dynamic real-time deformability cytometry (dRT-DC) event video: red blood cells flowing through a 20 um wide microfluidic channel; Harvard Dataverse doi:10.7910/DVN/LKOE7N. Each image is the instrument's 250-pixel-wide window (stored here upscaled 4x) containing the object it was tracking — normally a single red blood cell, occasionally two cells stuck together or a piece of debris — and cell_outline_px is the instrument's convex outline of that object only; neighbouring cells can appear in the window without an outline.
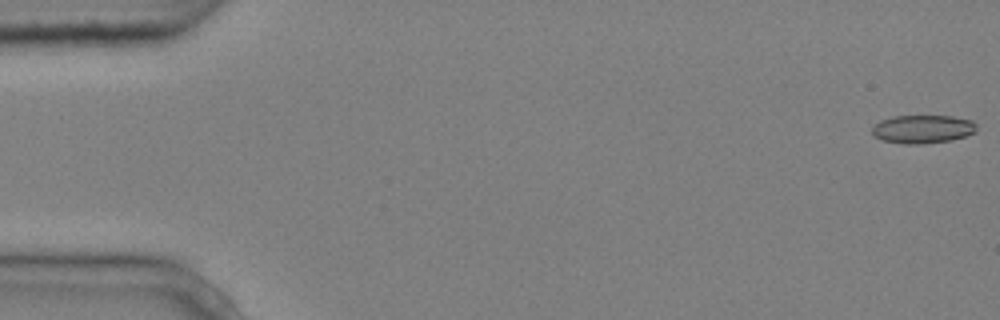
{"species": "common noctule bat (a hibernating species)", "species_latin": "Nyctalus noctula", "temperature_condition": "cold", "stored_images_in_passage": 5, "camera_frame_rate_fps": 3000, "um_per_image_px": 0.085, "animal": {"sex": "male", "body_mass_g": 20.4}, "frame": {"image": 1, "passage_image": 1, "time_ms": 0.0, "image_size_px": [1000, 320], "cell_outline_px": [[976, 132], [952, 140], [916, 144], [904, 144], [880, 140], [872, 136], [872, 128], [880, 120], [892, 116], [952, 116], [972, 120], [976, 124]], "centroid_in_image_um": [78.4, 10.97], "position_along_channel_um": 6.6, "area_um2": 17.34}}
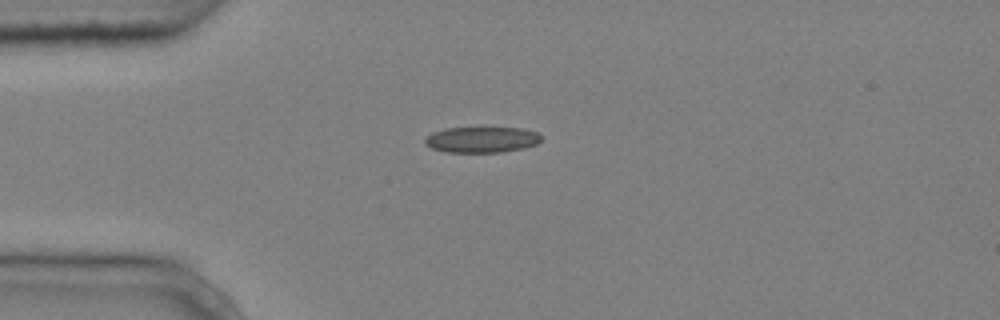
{"frame": {"image": 2, "passage_image": 5, "time_ms": 1.333, "image_size_px": [1000, 320], "cell_outline_px": [[540, 140], [536, 144], [524, 148], [500, 152], [444, 152], [432, 148], [424, 144], [424, 140], [432, 132], [444, 128], [488, 124], [524, 128], [536, 132], [540, 136]], "centroid_in_image_um": [40.93, 11.8], "position_along_channel_um": 44.1, "area_um2": 18.61}}